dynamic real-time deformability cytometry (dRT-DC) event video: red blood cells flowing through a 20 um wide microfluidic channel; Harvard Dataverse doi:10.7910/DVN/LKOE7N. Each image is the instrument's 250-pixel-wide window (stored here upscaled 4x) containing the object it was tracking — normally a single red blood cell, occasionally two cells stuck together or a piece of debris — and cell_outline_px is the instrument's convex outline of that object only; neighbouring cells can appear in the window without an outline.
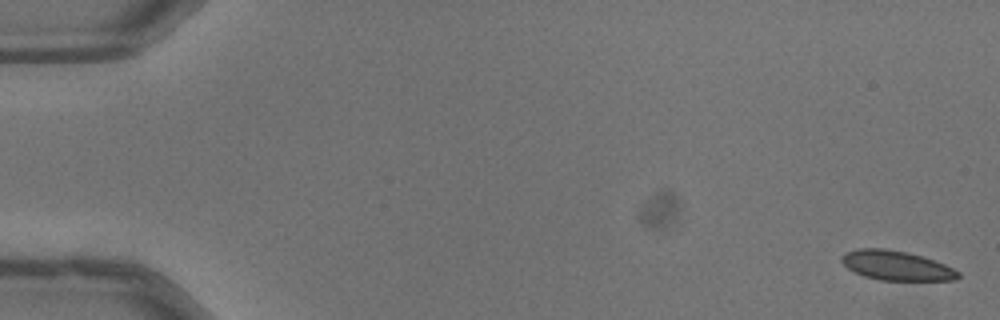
{"species": "common noctule bat (a hibernating species)", "species_latin": "Nyctalus noctula", "temperature_condition": "warm", "stored_images_in_passage": 5, "camera_frame_rate_fps": 3000, "um_per_image_px": 0.085, "animal": {"sex": "male", "body_mass_g": 13.3}, "frame": {"image": 1, "passage_image": 1, "time_ms": 0.0, "image_size_px": [1000, 320], "cell_outline_px": [[960, 276], [956, 280], [880, 280], [864, 276], [852, 272], [840, 260], [840, 256], [844, 252], [860, 248], [884, 248], [908, 252], [924, 256], [944, 264], [960, 272]], "centroid_in_image_um": [76.16, 22.56], "position_along_channel_um": 8.8, "area_um2": 20.23}}